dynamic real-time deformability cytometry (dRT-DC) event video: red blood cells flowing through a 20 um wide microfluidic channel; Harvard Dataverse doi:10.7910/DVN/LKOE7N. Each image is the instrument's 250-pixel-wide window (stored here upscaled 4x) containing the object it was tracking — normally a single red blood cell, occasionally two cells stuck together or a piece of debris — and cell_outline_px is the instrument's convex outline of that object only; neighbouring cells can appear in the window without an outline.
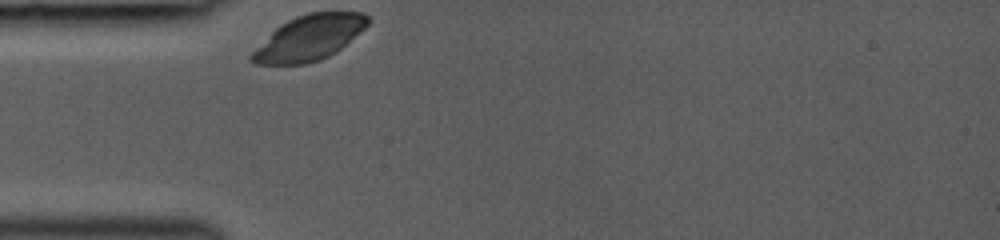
{"species": "common noctule bat (a hibernating species)", "species_latin": "Nyctalus noctula", "temperature_condition": "room temperature", "stored_images_in_passage": 37, "camera_frame_rate_fps": 3000, "um_per_image_px": 0.085, "animal": {"sex": "female", "body_mass_g": 19.0, "forearm_length_mm": 53.3}, "frame": {"image": 1, "passage_image": 1, "time_ms": 0.0, "image_size_px": [1000, 240], "cell_outline_px": [[368, 24], [364, 28], [336, 52], [320, 60], [304, 64], [256, 64], [248, 60], [248, 56], [280, 24], [296, 16], [308, 12], [364, 12], [368, 16]], "centroid_in_image_um": [26.26, 3.21], "position_along_channel_um": 58.7, "area_um2": 30.23}}
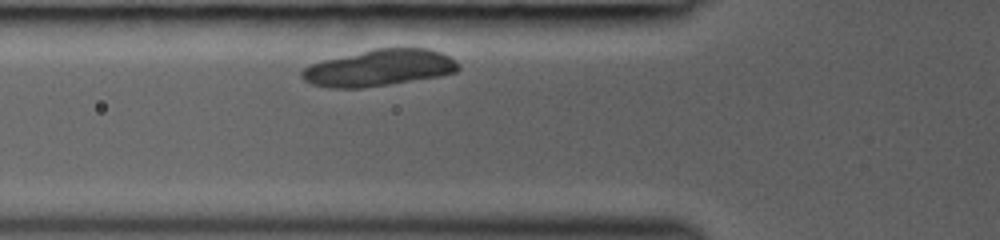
{"frame": {"image": 2, "passage_image": 7, "time_ms": 1.0, "image_size_px": [1000, 240], "cell_outline_px": [[460, 68], [456, 72], [440, 76], [388, 84], [360, 88], [328, 88], [312, 84], [304, 80], [300, 76], [300, 72], [304, 68], [312, 64], [324, 60], [372, 48], [428, 48], [440, 52], [456, 60], [460, 64]], "centroid_in_image_um": [32.23, 5.76], "position_along_channel_um": 93.6, "area_um2": 33.35}}